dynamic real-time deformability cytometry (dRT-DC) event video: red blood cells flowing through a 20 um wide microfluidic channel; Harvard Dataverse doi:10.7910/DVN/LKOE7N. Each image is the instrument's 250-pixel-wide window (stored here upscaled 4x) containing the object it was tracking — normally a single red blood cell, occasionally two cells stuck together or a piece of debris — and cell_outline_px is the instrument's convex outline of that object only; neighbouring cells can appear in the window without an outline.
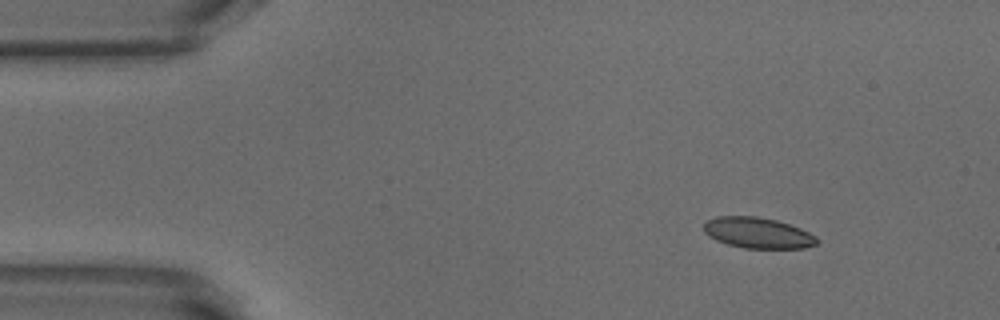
{"species": "common noctule bat (a hibernating species)", "species_latin": "Nyctalus noctula", "temperature_condition": "warm", "stored_images_in_passage": 47, "camera_frame_rate_fps": 3000, "um_per_image_px": 0.085, "animal": {"sex": "male", "body_mass_g": 18.8}, "frame": {"image": 1, "passage_image": 1, "time_ms": 0.0, "image_size_px": [1000, 320], "cell_outline_px": [[820, 240], [816, 244], [804, 248], [744, 248], [728, 244], [716, 240], [708, 236], [704, 232], [704, 224], [708, 220], [716, 216], [756, 216], [776, 220], [800, 228], [816, 236]], "centroid_in_image_um": [64.41, 19.79], "position_along_channel_um": 20.6, "area_um2": 20.29}}
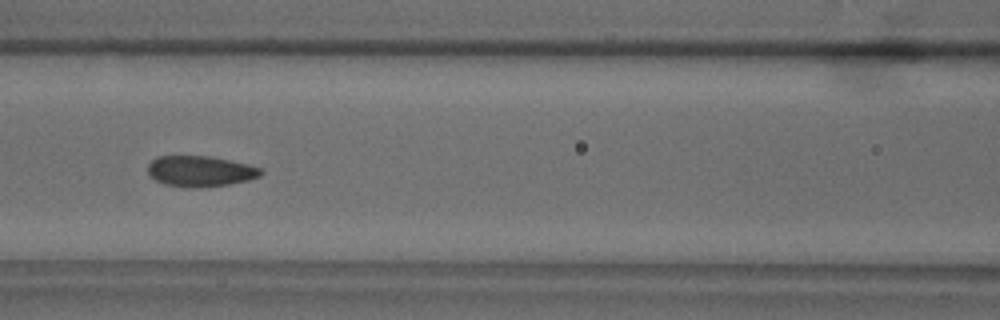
{"frame": {"image": 2, "passage_image": 17, "time_ms": 5.333, "image_size_px": [1000, 320], "cell_outline_px": [[264, 172], [260, 176], [248, 180], [228, 184], [200, 188], [188, 188], [164, 184], [148, 176], [148, 164], [156, 156], [208, 156], [248, 164], [260, 168]], "centroid_in_image_um": [16.99, 14.56], "position_along_channel_um": 149.6, "area_um2": 20.35}}
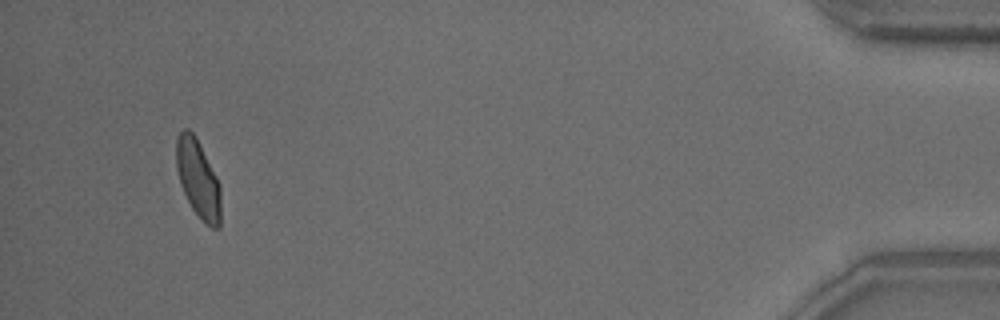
{"frame": {"image": 3, "passage_image": 44, "time_ms": 14.333, "image_size_px": [1000, 320], "cell_outline_px": [[220, 228], [212, 228], [204, 224], [200, 220], [192, 208], [180, 184], [176, 168], [176, 140], [180, 132], [184, 128], [188, 128], [196, 136], [220, 184]], "centroid_in_image_um": [16.83, 15.21], "position_along_channel_um": 418.4, "area_um2": 20.35}, "authors_computed_cell_mechanics": {"area_um2": 20.5768, "velocity_mm_per_s": 3.8389, "shape_relaxation_time_tau1_ms": 3.2238, "shape_relaxation_time_tau2_ms": 0.7709, "deformation_change_tau1": 0.1155, "deformation_change_tau2": 0.0493}}